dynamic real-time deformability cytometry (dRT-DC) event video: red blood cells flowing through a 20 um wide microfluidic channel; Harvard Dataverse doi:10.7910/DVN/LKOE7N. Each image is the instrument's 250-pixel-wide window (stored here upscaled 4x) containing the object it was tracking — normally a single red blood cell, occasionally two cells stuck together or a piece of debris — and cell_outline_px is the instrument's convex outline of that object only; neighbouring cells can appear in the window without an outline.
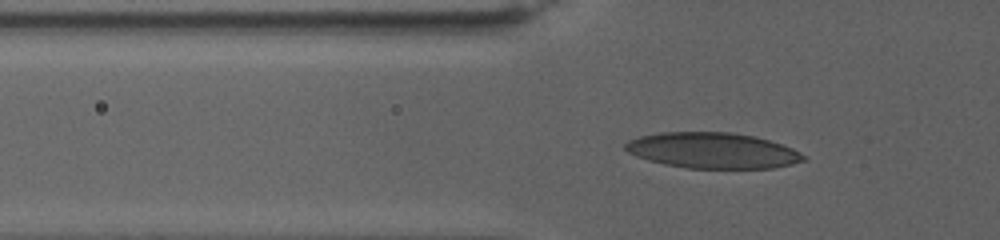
{"species": "human", "species_latin": "Homo sapiens", "temperature_condition": "warm", "stored_images_in_passage": 68, "camera_frame_rate_fps": 3000, "um_per_image_px": 0.085, "donor": {"sex": "female"}, "frame": {"image": 1, "passage_image": 20, "time_ms": 6.333, "image_size_px": [1000, 240], "cell_outline_px": [[808, 156], [804, 160], [792, 164], [772, 168], [688, 168], [664, 164], [648, 160], [636, 156], [628, 152], [624, 148], [624, 144], [628, 140], [640, 136], [660, 132], [728, 132], [752, 136], [768, 140], [792, 148]], "centroid_in_image_um": [60.55, 12.79], "position_along_channel_um": 65.3, "area_um2": 36.99}}
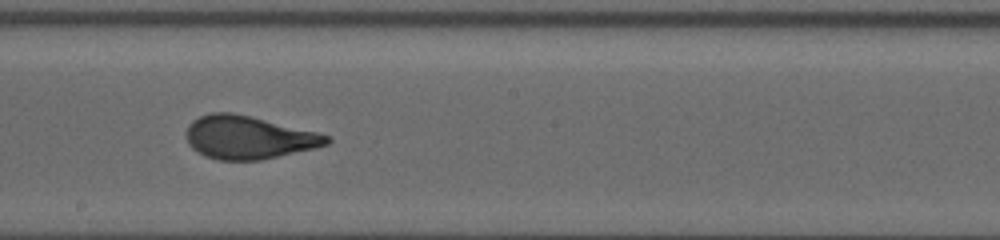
{"frame": {"image": 2, "passage_image": 38, "time_ms": 12.333, "image_size_px": [1000, 240], "cell_outline_px": [[332, 140], [328, 144], [316, 148], [260, 160], [216, 160], [204, 156], [192, 148], [188, 144], [188, 124], [192, 120], [200, 116], [212, 112], [232, 112], [252, 116], [332, 136]], "centroid_in_image_um": [21.13, 11.68], "position_along_channel_um": 227.1, "area_um2": 35.32}}
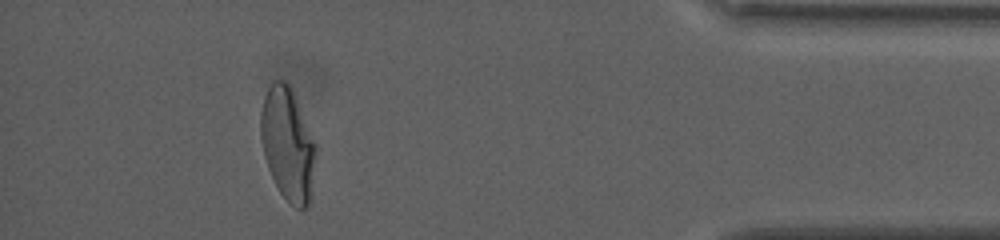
{"frame": {"image": 3, "passage_image": 62, "time_ms": 20.333, "image_size_px": [1000, 240], "cell_outline_px": [[316, 152], [312, 196], [308, 208], [296, 208], [280, 192], [268, 168], [264, 156], [260, 136], [260, 112], [264, 96], [272, 80], [288, 80], [292, 88], [316, 144]], "centroid_in_image_um": [24.46, 12.23], "position_along_channel_um": 410.7, "area_um2": 36.65}, "authors_computed_cell_mechanics": {"area_um2": 35.2002, "velocity_mm_per_s": 2.8101, "shape_relaxation_time_tau1_ms": 7.3363, "shape_relaxation_time_tau2_ms": null, "deformation_change_tau1": 0.2334, "deformation_change_tau2": null}}